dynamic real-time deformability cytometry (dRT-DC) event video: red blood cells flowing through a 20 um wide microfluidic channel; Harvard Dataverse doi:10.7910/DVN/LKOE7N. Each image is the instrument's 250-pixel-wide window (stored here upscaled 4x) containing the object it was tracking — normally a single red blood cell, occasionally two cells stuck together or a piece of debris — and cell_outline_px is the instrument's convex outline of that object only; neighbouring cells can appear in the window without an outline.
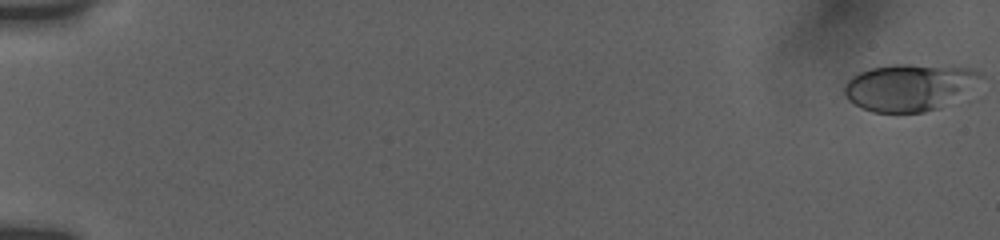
{"species": "human", "species_latin": "Homo sapiens", "temperature_condition": "room temperature", "stored_images_in_passage": 37, "camera_frame_rate_fps": 3000, "um_per_image_px": 0.085, "donor": {"sex": "female"}, "frame": {"image": 1, "passage_image": 1, "time_ms": 0.0, "image_size_px": [1000, 240], "cell_outline_px": [[984, 76], [940, 108], [924, 112], [872, 112], [848, 100], [844, 92], [844, 84], [852, 76], [860, 72], [872, 68], [972, 68], [980, 72]], "centroid_in_image_um": [77.2, 7.49], "position_along_channel_um": 7.8, "area_um2": 34.91}}
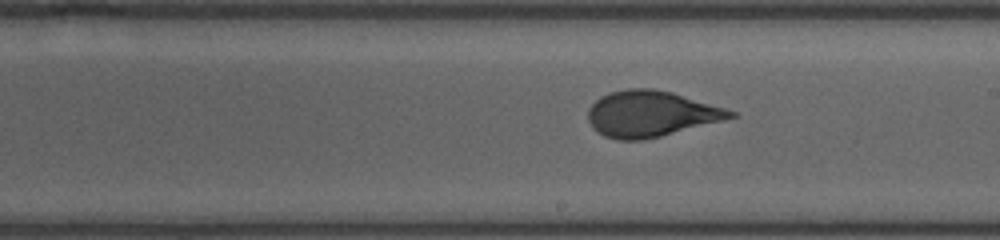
{"frame": {"image": 2, "passage_image": 22, "time_ms": 11.0, "image_size_px": [1000, 240], "cell_outline_px": [[736, 116], [724, 120], [660, 136], [640, 140], [616, 140], [604, 136], [588, 120], [588, 108], [600, 96], [608, 92], [628, 88], [652, 88], [672, 92], [724, 108], [736, 112]], "centroid_in_image_um": [55.3, 9.66], "position_along_channel_um": 233.7, "area_um2": 37.74}}
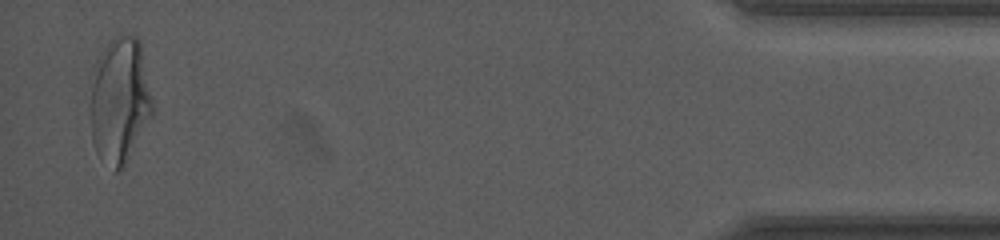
{"frame": {"image": 3, "passage_image": 37, "time_ms": 18.0, "image_size_px": [1000, 240], "cell_outline_px": [[152, 116], [124, 168], [116, 172], [96, 152], [92, 140], [88, 112], [88, 108], [92, 68], [96, 60], [112, 36], [136, 36], [140, 40], [152, 100]], "centroid_in_image_um": [10.13, 8.54], "position_along_channel_um": 425.1, "area_um2": 46.47}, "authors_computed_cell_mechanics": {"area_um2": 37.3388, "velocity_mm_per_s": 3.7784, "shape_relaxation_time_tau1_ms": 3.7995, "shape_relaxation_time_tau2_ms": null, "deformation_change_tau1": 0.1751, "deformation_change_tau2": null}}